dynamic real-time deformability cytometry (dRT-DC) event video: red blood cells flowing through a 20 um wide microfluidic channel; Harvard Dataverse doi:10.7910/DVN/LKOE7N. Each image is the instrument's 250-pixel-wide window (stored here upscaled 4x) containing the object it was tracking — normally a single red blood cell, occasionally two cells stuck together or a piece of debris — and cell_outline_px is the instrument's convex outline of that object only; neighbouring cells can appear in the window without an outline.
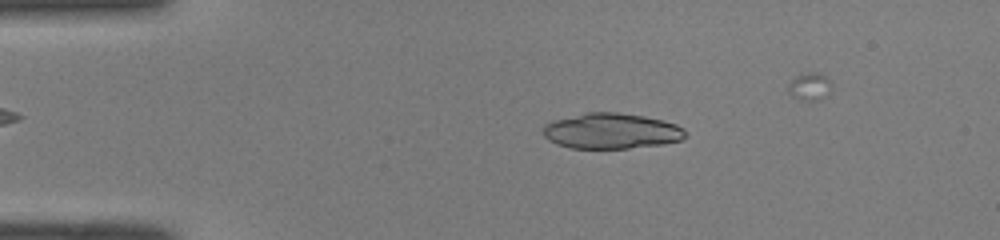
{"species": "common noctule bat (a hibernating species)", "species_latin": "Nyctalus noctula", "temperature_condition": "room temperature", "stored_images_in_passage": 44, "camera_frame_rate_fps": 3000, "um_per_image_px": 0.085, "animal": {"sex": "male", "body_mass_g": 19.0, "forearm_length_mm": 50.8}, "frame": {"image": 1, "passage_image": 10, "time_ms": 3.0, "image_size_px": [1000, 240], "cell_outline_px": [[684, 136], [680, 140], [660, 144], [628, 148], [572, 148], [548, 140], [544, 136], [544, 124], [552, 120], [588, 112], [616, 112], [644, 116], [676, 124], [684, 128]], "centroid_in_image_um": [51.94, 11.12], "position_along_channel_um": 33.1, "area_um2": 29.13}}